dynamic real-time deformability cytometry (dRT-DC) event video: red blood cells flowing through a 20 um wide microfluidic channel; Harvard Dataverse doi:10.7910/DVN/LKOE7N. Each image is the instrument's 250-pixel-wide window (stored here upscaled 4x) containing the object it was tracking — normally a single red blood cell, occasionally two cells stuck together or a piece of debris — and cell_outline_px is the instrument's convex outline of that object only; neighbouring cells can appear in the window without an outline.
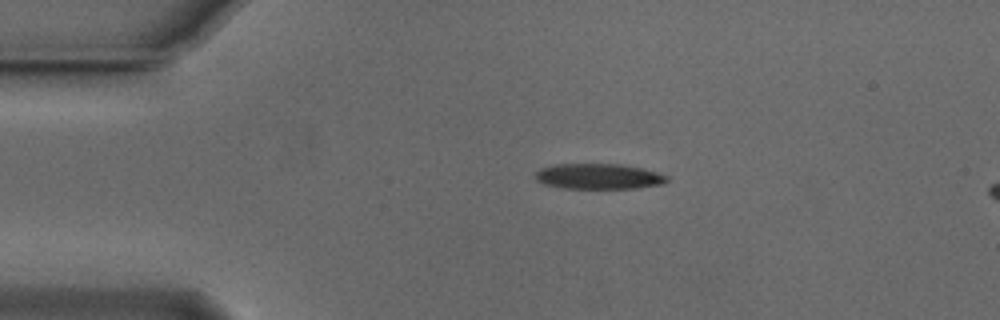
{"species": "Egyptian fruit bat (a non-hibernating species)", "species_latin": "Rousettus aegyptiacus", "temperature_condition": "cold", "stored_images_in_passage": 7, "camera_frame_rate_fps": 3000, "um_per_image_px": 0.085, "animal": {"sex": "male"}, "frame": {"image": 1, "passage_image": 1, "time_ms": 0.0, "image_size_px": [1000, 320], "cell_outline_px": [[668, 180], [664, 184], [636, 188], [564, 188], [544, 184], [536, 180], [536, 172], [540, 168], [556, 164], [620, 164], [644, 168], [668, 176]], "centroid_in_image_um": [50.9, 14.99], "position_along_channel_um": 34.1, "area_um2": 19.54}}